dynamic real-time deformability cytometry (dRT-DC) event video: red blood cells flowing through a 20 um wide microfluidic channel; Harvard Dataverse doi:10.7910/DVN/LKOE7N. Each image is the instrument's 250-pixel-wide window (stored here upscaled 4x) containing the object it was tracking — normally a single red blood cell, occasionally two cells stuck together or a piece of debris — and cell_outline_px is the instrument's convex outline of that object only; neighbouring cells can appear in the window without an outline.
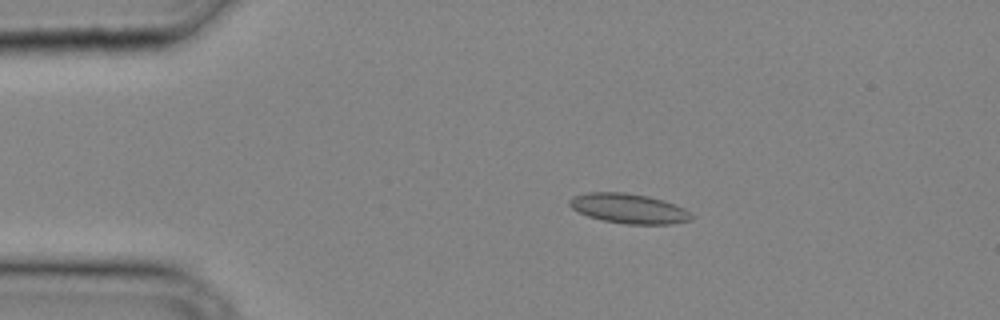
{"species": "common noctule bat (a hibernating species)", "species_latin": "Nyctalus noctula", "temperature_condition": "cold", "stored_images_in_passage": 33, "camera_frame_rate_fps": 3000, "um_per_image_px": 0.085, "animal": {"sex": "male", "body_mass_g": 20.4}, "frame": {"image": 1, "passage_image": 5, "time_ms": 1.333, "image_size_px": [1000, 320], "cell_outline_px": [[692, 220], [672, 224], [624, 224], [604, 220], [588, 216], [572, 208], [568, 204], [568, 200], [572, 196], [588, 192], [624, 192], [648, 196], [664, 200], [684, 208], [692, 216]], "centroid_in_image_um": [53.43, 17.72], "position_along_channel_um": 31.6, "area_um2": 21.15}}
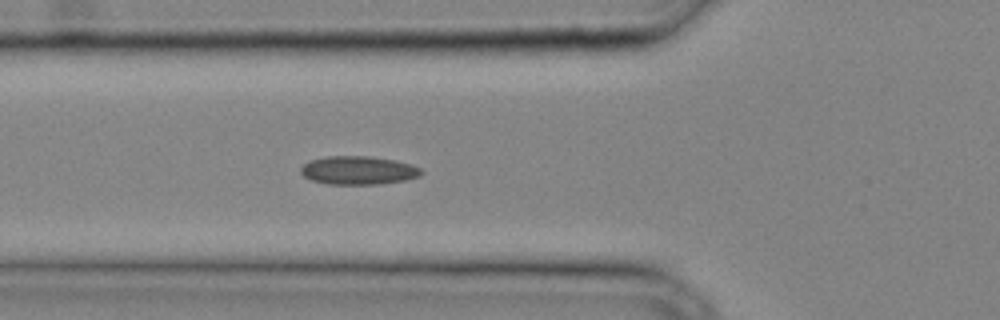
{"frame": {"image": 2, "passage_image": 11, "time_ms": 3.333, "image_size_px": [1000, 320], "cell_outline_px": [[424, 172], [420, 176], [404, 180], [380, 184], [328, 184], [312, 180], [304, 176], [300, 172], [300, 168], [308, 160], [324, 156], [368, 156], [392, 160], [412, 164], [420, 168]], "centroid_in_image_um": [30.44, 14.47], "position_along_channel_um": 95.4, "area_um2": 20.0}}
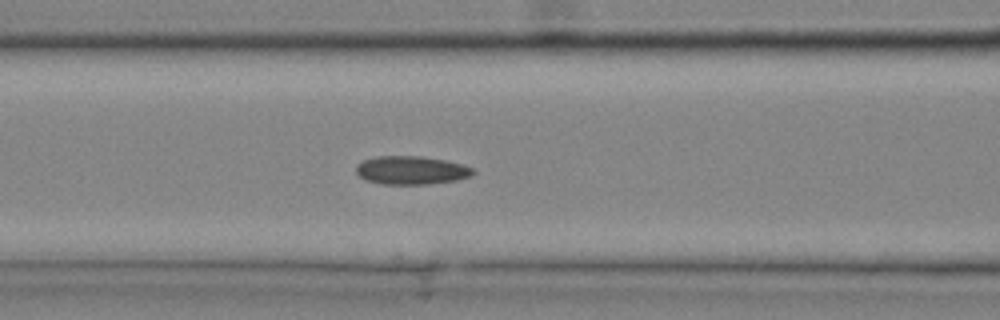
{"frame": {"image": 3, "passage_image": 13, "time_ms": 4.0, "image_size_px": [1000, 320], "cell_outline_px": [[476, 172], [472, 176], [456, 180], [428, 184], [380, 184], [364, 180], [356, 172], [356, 164], [364, 160], [376, 156], [420, 156], [444, 160], [460, 164], [472, 168]], "centroid_in_image_um": [34.93, 14.48], "position_along_channel_um": 131.7, "area_um2": 19.36}}